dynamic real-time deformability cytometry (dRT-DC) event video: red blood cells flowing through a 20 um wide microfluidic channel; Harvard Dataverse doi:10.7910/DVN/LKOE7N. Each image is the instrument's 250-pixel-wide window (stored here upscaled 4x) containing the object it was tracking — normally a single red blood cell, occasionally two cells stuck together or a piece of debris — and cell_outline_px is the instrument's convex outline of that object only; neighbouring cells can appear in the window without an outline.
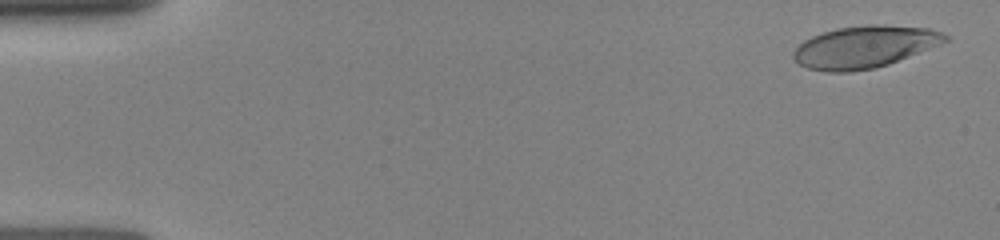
{"species": "human", "species_latin": "Homo sapiens", "temperature_condition": "room temperature", "stored_images_in_passage": 10, "camera_frame_rate_fps": 3000, "um_per_image_px": 0.085, "donor": {"sex": "female"}, "frame": {"image": 1, "passage_image": 1, "time_ms": 0.0, "image_size_px": [1000, 240], "cell_outline_px": [[948, 40], [940, 44], [888, 64], [876, 68], [848, 72], [828, 72], [808, 68], [800, 64], [792, 56], [792, 52], [804, 40], [812, 36], [836, 28], [868, 24], [884, 24], [928, 28], [944, 32], [948, 36]], "centroid_in_image_um": [73.49, 3.97], "position_along_channel_um": 11.5, "area_um2": 37.17}}
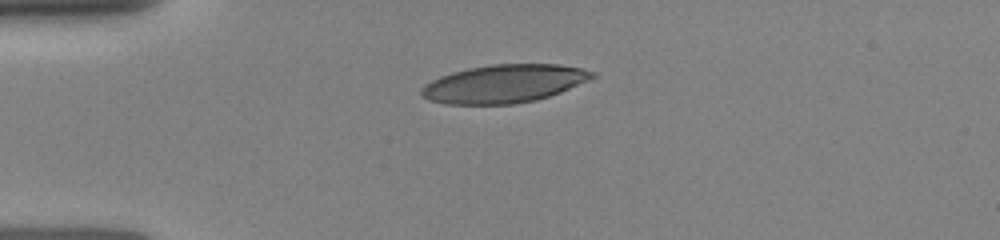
{"frame": {"image": 2, "passage_image": 7, "time_ms": 3.333, "image_size_px": [1000, 240], "cell_outline_px": [[596, 76], [560, 92], [536, 100], [512, 104], [444, 104], [428, 100], [420, 92], [420, 88], [424, 84], [440, 76], [452, 72], [468, 68], [492, 64], [556, 64], [580, 68], [596, 72]], "centroid_in_image_um": [42.8, 7.11], "position_along_channel_um": 42.2, "area_um2": 37.8}}
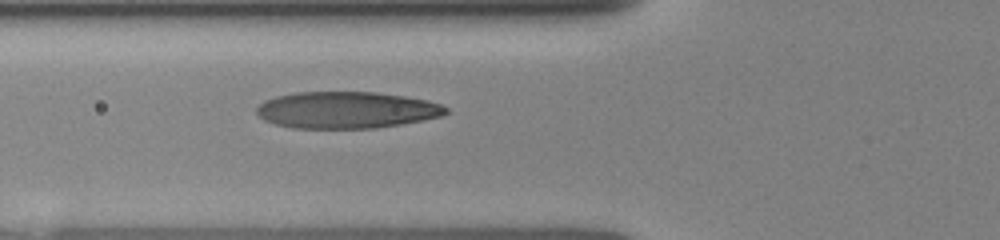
{"frame": {"image": 3, "passage_image": 10, "time_ms": 5.333, "image_size_px": [1000, 240], "cell_outline_px": [[448, 112], [440, 116], [400, 124], [376, 128], [292, 128], [276, 124], [264, 120], [256, 112], [256, 108], [264, 100], [276, 96], [296, 92], [376, 92], [404, 96], [428, 100], [440, 104], [448, 108]], "centroid_in_image_um": [29.43, 9.34], "position_along_channel_um": 96.4, "area_um2": 40.4}}